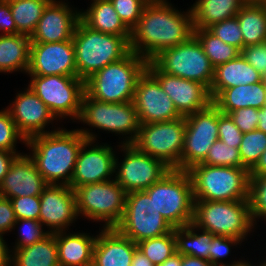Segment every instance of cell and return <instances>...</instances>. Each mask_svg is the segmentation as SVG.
<instances>
[{
  "label": "cell",
  "mask_w": 266,
  "mask_h": 266,
  "mask_svg": "<svg viewBox=\"0 0 266 266\" xmlns=\"http://www.w3.org/2000/svg\"><path fill=\"white\" fill-rule=\"evenodd\" d=\"M212 103L225 114L240 108L261 109L266 103V79L255 84L226 88L212 100Z\"/></svg>",
  "instance_id": "29"
},
{
  "label": "cell",
  "mask_w": 266,
  "mask_h": 266,
  "mask_svg": "<svg viewBox=\"0 0 266 266\" xmlns=\"http://www.w3.org/2000/svg\"><path fill=\"white\" fill-rule=\"evenodd\" d=\"M51 0L8 1L18 34L31 36L35 31L44 8Z\"/></svg>",
  "instance_id": "35"
},
{
  "label": "cell",
  "mask_w": 266,
  "mask_h": 266,
  "mask_svg": "<svg viewBox=\"0 0 266 266\" xmlns=\"http://www.w3.org/2000/svg\"><path fill=\"white\" fill-rule=\"evenodd\" d=\"M248 200L254 227L266 233V175L250 176Z\"/></svg>",
  "instance_id": "37"
},
{
  "label": "cell",
  "mask_w": 266,
  "mask_h": 266,
  "mask_svg": "<svg viewBox=\"0 0 266 266\" xmlns=\"http://www.w3.org/2000/svg\"><path fill=\"white\" fill-rule=\"evenodd\" d=\"M72 0H51L44 8L31 42L52 43L69 41L80 20V6Z\"/></svg>",
  "instance_id": "21"
},
{
  "label": "cell",
  "mask_w": 266,
  "mask_h": 266,
  "mask_svg": "<svg viewBox=\"0 0 266 266\" xmlns=\"http://www.w3.org/2000/svg\"><path fill=\"white\" fill-rule=\"evenodd\" d=\"M40 203L39 222L49 233L80 228L76 194L71 186L49 184L40 195Z\"/></svg>",
  "instance_id": "18"
},
{
  "label": "cell",
  "mask_w": 266,
  "mask_h": 266,
  "mask_svg": "<svg viewBox=\"0 0 266 266\" xmlns=\"http://www.w3.org/2000/svg\"><path fill=\"white\" fill-rule=\"evenodd\" d=\"M30 48L31 38L27 35H0V75L16 76L19 73L26 77Z\"/></svg>",
  "instance_id": "28"
},
{
  "label": "cell",
  "mask_w": 266,
  "mask_h": 266,
  "mask_svg": "<svg viewBox=\"0 0 266 266\" xmlns=\"http://www.w3.org/2000/svg\"><path fill=\"white\" fill-rule=\"evenodd\" d=\"M75 124H78L75 128L88 140L106 141V136H116L119 145L133 144L140 127L133 101L107 103L91 98L86 92ZM102 133L106 134L105 137Z\"/></svg>",
  "instance_id": "3"
},
{
  "label": "cell",
  "mask_w": 266,
  "mask_h": 266,
  "mask_svg": "<svg viewBox=\"0 0 266 266\" xmlns=\"http://www.w3.org/2000/svg\"><path fill=\"white\" fill-rule=\"evenodd\" d=\"M185 130V116L170 121L140 124L133 145L139 151L162 160L171 169L181 170Z\"/></svg>",
  "instance_id": "11"
},
{
  "label": "cell",
  "mask_w": 266,
  "mask_h": 266,
  "mask_svg": "<svg viewBox=\"0 0 266 266\" xmlns=\"http://www.w3.org/2000/svg\"><path fill=\"white\" fill-rule=\"evenodd\" d=\"M133 104L140 124L164 122L182 117L159 82L147 71L138 78Z\"/></svg>",
  "instance_id": "19"
},
{
  "label": "cell",
  "mask_w": 266,
  "mask_h": 266,
  "mask_svg": "<svg viewBox=\"0 0 266 266\" xmlns=\"http://www.w3.org/2000/svg\"><path fill=\"white\" fill-rule=\"evenodd\" d=\"M147 63L146 59L130 51L121 60L106 65L85 80V92L102 102H131Z\"/></svg>",
  "instance_id": "5"
},
{
  "label": "cell",
  "mask_w": 266,
  "mask_h": 266,
  "mask_svg": "<svg viewBox=\"0 0 266 266\" xmlns=\"http://www.w3.org/2000/svg\"><path fill=\"white\" fill-rule=\"evenodd\" d=\"M87 226V229L83 227L86 231L80 227L75 231L54 233L58 247L59 266H92L93 250L99 227L96 226L95 231L93 227L92 233V229H89V225Z\"/></svg>",
  "instance_id": "24"
},
{
  "label": "cell",
  "mask_w": 266,
  "mask_h": 266,
  "mask_svg": "<svg viewBox=\"0 0 266 266\" xmlns=\"http://www.w3.org/2000/svg\"><path fill=\"white\" fill-rule=\"evenodd\" d=\"M48 234L49 232L38 220H17L10 233L11 236H8L12 237V239L15 238L13 241L9 238V242H11L9 243L11 252H13L15 249H20L22 247L32 245L35 242L41 241Z\"/></svg>",
  "instance_id": "38"
},
{
  "label": "cell",
  "mask_w": 266,
  "mask_h": 266,
  "mask_svg": "<svg viewBox=\"0 0 266 266\" xmlns=\"http://www.w3.org/2000/svg\"><path fill=\"white\" fill-rule=\"evenodd\" d=\"M249 256L252 259L254 266H266V248L264 247V245L261 244L260 247L258 246L256 247V249L254 248L253 250H251Z\"/></svg>",
  "instance_id": "53"
},
{
  "label": "cell",
  "mask_w": 266,
  "mask_h": 266,
  "mask_svg": "<svg viewBox=\"0 0 266 266\" xmlns=\"http://www.w3.org/2000/svg\"><path fill=\"white\" fill-rule=\"evenodd\" d=\"M26 138L18 131L9 111L3 106L0 109V149L14 153H25ZM21 144L22 149L18 146Z\"/></svg>",
  "instance_id": "41"
},
{
  "label": "cell",
  "mask_w": 266,
  "mask_h": 266,
  "mask_svg": "<svg viewBox=\"0 0 266 266\" xmlns=\"http://www.w3.org/2000/svg\"><path fill=\"white\" fill-rule=\"evenodd\" d=\"M18 30L9 3L0 0V35H16Z\"/></svg>",
  "instance_id": "50"
},
{
  "label": "cell",
  "mask_w": 266,
  "mask_h": 266,
  "mask_svg": "<svg viewBox=\"0 0 266 266\" xmlns=\"http://www.w3.org/2000/svg\"><path fill=\"white\" fill-rule=\"evenodd\" d=\"M49 184L38 171L27 152L20 154L11 165L0 185L4 198L40 196Z\"/></svg>",
  "instance_id": "23"
},
{
  "label": "cell",
  "mask_w": 266,
  "mask_h": 266,
  "mask_svg": "<svg viewBox=\"0 0 266 266\" xmlns=\"http://www.w3.org/2000/svg\"><path fill=\"white\" fill-rule=\"evenodd\" d=\"M238 149L240 151L242 166L250 171L266 150V133L257 129L243 133L242 141Z\"/></svg>",
  "instance_id": "40"
},
{
  "label": "cell",
  "mask_w": 266,
  "mask_h": 266,
  "mask_svg": "<svg viewBox=\"0 0 266 266\" xmlns=\"http://www.w3.org/2000/svg\"><path fill=\"white\" fill-rule=\"evenodd\" d=\"M30 137L26 150L48 184L68 185L82 144L87 140L74 125Z\"/></svg>",
  "instance_id": "2"
},
{
  "label": "cell",
  "mask_w": 266,
  "mask_h": 266,
  "mask_svg": "<svg viewBox=\"0 0 266 266\" xmlns=\"http://www.w3.org/2000/svg\"><path fill=\"white\" fill-rule=\"evenodd\" d=\"M8 236L0 233V265L11 260Z\"/></svg>",
  "instance_id": "52"
},
{
  "label": "cell",
  "mask_w": 266,
  "mask_h": 266,
  "mask_svg": "<svg viewBox=\"0 0 266 266\" xmlns=\"http://www.w3.org/2000/svg\"><path fill=\"white\" fill-rule=\"evenodd\" d=\"M120 19L131 30L143 14L150 0H110Z\"/></svg>",
  "instance_id": "44"
},
{
  "label": "cell",
  "mask_w": 266,
  "mask_h": 266,
  "mask_svg": "<svg viewBox=\"0 0 266 266\" xmlns=\"http://www.w3.org/2000/svg\"><path fill=\"white\" fill-rule=\"evenodd\" d=\"M152 62L164 73L203 84L208 90L214 67L193 35L189 40L159 53Z\"/></svg>",
  "instance_id": "12"
},
{
  "label": "cell",
  "mask_w": 266,
  "mask_h": 266,
  "mask_svg": "<svg viewBox=\"0 0 266 266\" xmlns=\"http://www.w3.org/2000/svg\"><path fill=\"white\" fill-rule=\"evenodd\" d=\"M14 266H59L58 247L54 233L41 241L11 252Z\"/></svg>",
  "instance_id": "31"
},
{
  "label": "cell",
  "mask_w": 266,
  "mask_h": 266,
  "mask_svg": "<svg viewBox=\"0 0 266 266\" xmlns=\"http://www.w3.org/2000/svg\"><path fill=\"white\" fill-rule=\"evenodd\" d=\"M181 266H213L209 261L188 255H182Z\"/></svg>",
  "instance_id": "55"
},
{
  "label": "cell",
  "mask_w": 266,
  "mask_h": 266,
  "mask_svg": "<svg viewBox=\"0 0 266 266\" xmlns=\"http://www.w3.org/2000/svg\"><path fill=\"white\" fill-rule=\"evenodd\" d=\"M192 223L214 235L240 239L251 250L263 243L260 242L262 234L254 227L251 218L249 200L195 201ZM254 237L257 241H254ZM252 240L255 245L251 243Z\"/></svg>",
  "instance_id": "4"
},
{
  "label": "cell",
  "mask_w": 266,
  "mask_h": 266,
  "mask_svg": "<svg viewBox=\"0 0 266 266\" xmlns=\"http://www.w3.org/2000/svg\"><path fill=\"white\" fill-rule=\"evenodd\" d=\"M237 266H254V265H253L252 259L248 258L244 263H242L241 265H237Z\"/></svg>",
  "instance_id": "60"
},
{
  "label": "cell",
  "mask_w": 266,
  "mask_h": 266,
  "mask_svg": "<svg viewBox=\"0 0 266 266\" xmlns=\"http://www.w3.org/2000/svg\"><path fill=\"white\" fill-rule=\"evenodd\" d=\"M208 30L224 43L233 45L240 51L244 48L242 31L236 16L213 24Z\"/></svg>",
  "instance_id": "43"
},
{
  "label": "cell",
  "mask_w": 266,
  "mask_h": 266,
  "mask_svg": "<svg viewBox=\"0 0 266 266\" xmlns=\"http://www.w3.org/2000/svg\"><path fill=\"white\" fill-rule=\"evenodd\" d=\"M250 252L251 249L240 239L215 235L211 242L210 263L213 266L241 265L250 258Z\"/></svg>",
  "instance_id": "34"
},
{
  "label": "cell",
  "mask_w": 266,
  "mask_h": 266,
  "mask_svg": "<svg viewBox=\"0 0 266 266\" xmlns=\"http://www.w3.org/2000/svg\"><path fill=\"white\" fill-rule=\"evenodd\" d=\"M26 77L28 78L24 79V82L27 81L26 85L44 102L55 118L62 125L70 123L75 126L81 113L85 81L77 76L26 75Z\"/></svg>",
  "instance_id": "8"
},
{
  "label": "cell",
  "mask_w": 266,
  "mask_h": 266,
  "mask_svg": "<svg viewBox=\"0 0 266 266\" xmlns=\"http://www.w3.org/2000/svg\"><path fill=\"white\" fill-rule=\"evenodd\" d=\"M260 233H262L263 235H262V242H264L265 241V243H263L262 245H265L264 247L266 248V240H265V238H266V233H264V231H259ZM265 234V235H264ZM264 239V240H263Z\"/></svg>",
  "instance_id": "61"
},
{
  "label": "cell",
  "mask_w": 266,
  "mask_h": 266,
  "mask_svg": "<svg viewBox=\"0 0 266 266\" xmlns=\"http://www.w3.org/2000/svg\"><path fill=\"white\" fill-rule=\"evenodd\" d=\"M145 191L153 198L158 212L173 228L186 226L193 221L195 200L187 171L171 169Z\"/></svg>",
  "instance_id": "10"
},
{
  "label": "cell",
  "mask_w": 266,
  "mask_h": 266,
  "mask_svg": "<svg viewBox=\"0 0 266 266\" xmlns=\"http://www.w3.org/2000/svg\"><path fill=\"white\" fill-rule=\"evenodd\" d=\"M228 114L242 133L254 131L257 129L259 123L258 109L253 107L240 108Z\"/></svg>",
  "instance_id": "48"
},
{
  "label": "cell",
  "mask_w": 266,
  "mask_h": 266,
  "mask_svg": "<svg viewBox=\"0 0 266 266\" xmlns=\"http://www.w3.org/2000/svg\"><path fill=\"white\" fill-rule=\"evenodd\" d=\"M4 107L9 111L18 131L27 139L59 130L63 125L44 102L24 83Z\"/></svg>",
  "instance_id": "15"
},
{
  "label": "cell",
  "mask_w": 266,
  "mask_h": 266,
  "mask_svg": "<svg viewBox=\"0 0 266 266\" xmlns=\"http://www.w3.org/2000/svg\"><path fill=\"white\" fill-rule=\"evenodd\" d=\"M137 244L116 228H99L92 266H131Z\"/></svg>",
  "instance_id": "25"
},
{
  "label": "cell",
  "mask_w": 266,
  "mask_h": 266,
  "mask_svg": "<svg viewBox=\"0 0 266 266\" xmlns=\"http://www.w3.org/2000/svg\"><path fill=\"white\" fill-rule=\"evenodd\" d=\"M248 4L266 5V0H244Z\"/></svg>",
  "instance_id": "59"
},
{
  "label": "cell",
  "mask_w": 266,
  "mask_h": 266,
  "mask_svg": "<svg viewBox=\"0 0 266 266\" xmlns=\"http://www.w3.org/2000/svg\"><path fill=\"white\" fill-rule=\"evenodd\" d=\"M131 266H156L138 248L135 250Z\"/></svg>",
  "instance_id": "56"
},
{
  "label": "cell",
  "mask_w": 266,
  "mask_h": 266,
  "mask_svg": "<svg viewBox=\"0 0 266 266\" xmlns=\"http://www.w3.org/2000/svg\"><path fill=\"white\" fill-rule=\"evenodd\" d=\"M146 70L159 82L181 116L204 110L212 103L209 90L203 84L168 75L152 61L147 63Z\"/></svg>",
  "instance_id": "20"
},
{
  "label": "cell",
  "mask_w": 266,
  "mask_h": 266,
  "mask_svg": "<svg viewBox=\"0 0 266 266\" xmlns=\"http://www.w3.org/2000/svg\"><path fill=\"white\" fill-rule=\"evenodd\" d=\"M23 153H14L11 151L1 150L0 149V185L3 182L5 175L8 173L11 165L15 159Z\"/></svg>",
  "instance_id": "51"
},
{
  "label": "cell",
  "mask_w": 266,
  "mask_h": 266,
  "mask_svg": "<svg viewBox=\"0 0 266 266\" xmlns=\"http://www.w3.org/2000/svg\"><path fill=\"white\" fill-rule=\"evenodd\" d=\"M194 36L198 39L204 53L214 68L230 60L236 59L241 51L233 45L224 43L208 29L194 28Z\"/></svg>",
  "instance_id": "36"
},
{
  "label": "cell",
  "mask_w": 266,
  "mask_h": 266,
  "mask_svg": "<svg viewBox=\"0 0 266 266\" xmlns=\"http://www.w3.org/2000/svg\"><path fill=\"white\" fill-rule=\"evenodd\" d=\"M181 265H182V255L176 252L171 257L167 258L162 264L157 266H181Z\"/></svg>",
  "instance_id": "57"
},
{
  "label": "cell",
  "mask_w": 266,
  "mask_h": 266,
  "mask_svg": "<svg viewBox=\"0 0 266 266\" xmlns=\"http://www.w3.org/2000/svg\"><path fill=\"white\" fill-rule=\"evenodd\" d=\"M74 191L80 221L99 228H115L120 223L127 193L115 179L79 186Z\"/></svg>",
  "instance_id": "9"
},
{
  "label": "cell",
  "mask_w": 266,
  "mask_h": 266,
  "mask_svg": "<svg viewBox=\"0 0 266 266\" xmlns=\"http://www.w3.org/2000/svg\"><path fill=\"white\" fill-rule=\"evenodd\" d=\"M174 235L177 253L210 262V249L214 234L198 228L191 222L186 226L174 228Z\"/></svg>",
  "instance_id": "32"
},
{
  "label": "cell",
  "mask_w": 266,
  "mask_h": 266,
  "mask_svg": "<svg viewBox=\"0 0 266 266\" xmlns=\"http://www.w3.org/2000/svg\"><path fill=\"white\" fill-rule=\"evenodd\" d=\"M201 164L227 167H243L238 148L228 146L217 139L209 149L208 155Z\"/></svg>",
  "instance_id": "42"
},
{
  "label": "cell",
  "mask_w": 266,
  "mask_h": 266,
  "mask_svg": "<svg viewBox=\"0 0 266 266\" xmlns=\"http://www.w3.org/2000/svg\"><path fill=\"white\" fill-rule=\"evenodd\" d=\"M16 221L10 199L0 195V233L9 236Z\"/></svg>",
  "instance_id": "49"
},
{
  "label": "cell",
  "mask_w": 266,
  "mask_h": 266,
  "mask_svg": "<svg viewBox=\"0 0 266 266\" xmlns=\"http://www.w3.org/2000/svg\"><path fill=\"white\" fill-rule=\"evenodd\" d=\"M170 170L162 160L139 151L133 144L118 146L114 179L126 193L146 190Z\"/></svg>",
  "instance_id": "14"
},
{
  "label": "cell",
  "mask_w": 266,
  "mask_h": 266,
  "mask_svg": "<svg viewBox=\"0 0 266 266\" xmlns=\"http://www.w3.org/2000/svg\"><path fill=\"white\" fill-rule=\"evenodd\" d=\"M172 0H150L131 29L130 51L152 61L163 50L186 42L194 35L192 13Z\"/></svg>",
  "instance_id": "1"
},
{
  "label": "cell",
  "mask_w": 266,
  "mask_h": 266,
  "mask_svg": "<svg viewBox=\"0 0 266 266\" xmlns=\"http://www.w3.org/2000/svg\"><path fill=\"white\" fill-rule=\"evenodd\" d=\"M266 175V150L262 153L256 165L249 171V176Z\"/></svg>",
  "instance_id": "54"
},
{
  "label": "cell",
  "mask_w": 266,
  "mask_h": 266,
  "mask_svg": "<svg viewBox=\"0 0 266 266\" xmlns=\"http://www.w3.org/2000/svg\"><path fill=\"white\" fill-rule=\"evenodd\" d=\"M10 201L17 220L32 219L39 221L40 196L14 197Z\"/></svg>",
  "instance_id": "46"
},
{
  "label": "cell",
  "mask_w": 266,
  "mask_h": 266,
  "mask_svg": "<svg viewBox=\"0 0 266 266\" xmlns=\"http://www.w3.org/2000/svg\"><path fill=\"white\" fill-rule=\"evenodd\" d=\"M258 118L259 123L257 126V130L263 131L266 133V106L264 105L261 109H258Z\"/></svg>",
  "instance_id": "58"
},
{
  "label": "cell",
  "mask_w": 266,
  "mask_h": 266,
  "mask_svg": "<svg viewBox=\"0 0 266 266\" xmlns=\"http://www.w3.org/2000/svg\"><path fill=\"white\" fill-rule=\"evenodd\" d=\"M137 247L154 265H160L176 253L174 229L165 235L140 241Z\"/></svg>",
  "instance_id": "39"
},
{
  "label": "cell",
  "mask_w": 266,
  "mask_h": 266,
  "mask_svg": "<svg viewBox=\"0 0 266 266\" xmlns=\"http://www.w3.org/2000/svg\"><path fill=\"white\" fill-rule=\"evenodd\" d=\"M241 55L266 79V41L244 47Z\"/></svg>",
  "instance_id": "47"
},
{
  "label": "cell",
  "mask_w": 266,
  "mask_h": 266,
  "mask_svg": "<svg viewBox=\"0 0 266 266\" xmlns=\"http://www.w3.org/2000/svg\"><path fill=\"white\" fill-rule=\"evenodd\" d=\"M243 133L234 124L229 114L222 113L218 109V139L228 146L239 148Z\"/></svg>",
  "instance_id": "45"
},
{
  "label": "cell",
  "mask_w": 266,
  "mask_h": 266,
  "mask_svg": "<svg viewBox=\"0 0 266 266\" xmlns=\"http://www.w3.org/2000/svg\"><path fill=\"white\" fill-rule=\"evenodd\" d=\"M194 28L208 29L215 23L234 17L245 4L244 0H191Z\"/></svg>",
  "instance_id": "30"
},
{
  "label": "cell",
  "mask_w": 266,
  "mask_h": 266,
  "mask_svg": "<svg viewBox=\"0 0 266 266\" xmlns=\"http://www.w3.org/2000/svg\"><path fill=\"white\" fill-rule=\"evenodd\" d=\"M72 40L77 77L84 81L130 52L129 42L123 36L93 30L81 19L77 23Z\"/></svg>",
  "instance_id": "6"
},
{
  "label": "cell",
  "mask_w": 266,
  "mask_h": 266,
  "mask_svg": "<svg viewBox=\"0 0 266 266\" xmlns=\"http://www.w3.org/2000/svg\"><path fill=\"white\" fill-rule=\"evenodd\" d=\"M0 266H14V264H13L12 260H10L6 263L1 264Z\"/></svg>",
  "instance_id": "62"
},
{
  "label": "cell",
  "mask_w": 266,
  "mask_h": 266,
  "mask_svg": "<svg viewBox=\"0 0 266 266\" xmlns=\"http://www.w3.org/2000/svg\"><path fill=\"white\" fill-rule=\"evenodd\" d=\"M84 2L87 6H81L80 19L87 26L102 33L123 36L128 42L130 41L131 30L120 19L110 0H84Z\"/></svg>",
  "instance_id": "26"
},
{
  "label": "cell",
  "mask_w": 266,
  "mask_h": 266,
  "mask_svg": "<svg viewBox=\"0 0 266 266\" xmlns=\"http://www.w3.org/2000/svg\"><path fill=\"white\" fill-rule=\"evenodd\" d=\"M115 228L136 244L174 229L158 212L153 198L145 190L126 194L123 218Z\"/></svg>",
  "instance_id": "13"
},
{
  "label": "cell",
  "mask_w": 266,
  "mask_h": 266,
  "mask_svg": "<svg viewBox=\"0 0 266 266\" xmlns=\"http://www.w3.org/2000/svg\"><path fill=\"white\" fill-rule=\"evenodd\" d=\"M26 75L77 76L73 40L52 43L31 42L30 62Z\"/></svg>",
  "instance_id": "22"
},
{
  "label": "cell",
  "mask_w": 266,
  "mask_h": 266,
  "mask_svg": "<svg viewBox=\"0 0 266 266\" xmlns=\"http://www.w3.org/2000/svg\"><path fill=\"white\" fill-rule=\"evenodd\" d=\"M111 142V143H110ZM113 141L86 140L78 153L70 186L105 182L115 178V158L118 146ZM114 144V145H113Z\"/></svg>",
  "instance_id": "16"
},
{
  "label": "cell",
  "mask_w": 266,
  "mask_h": 266,
  "mask_svg": "<svg viewBox=\"0 0 266 266\" xmlns=\"http://www.w3.org/2000/svg\"><path fill=\"white\" fill-rule=\"evenodd\" d=\"M195 201H238L249 198V171L244 167L196 164L187 170Z\"/></svg>",
  "instance_id": "7"
},
{
  "label": "cell",
  "mask_w": 266,
  "mask_h": 266,
  "mask_svg": "<svg viewBox=\"0 0 266 266\" xmlns=\"http://www.w3.org/2000/svg\"><path fill=\"white\" fill-rule=\"evenodd\" d=\"M244 47L266 41V6L245 3L236 15Z\"/></svg>",
  "instance_id": "33"
},
{
  "label": "cell",
  "mask_w": 266,
  "mask_h": 266,
  "mask_svg": "<svg viewBox=\"0 0 266 266\" xmlns=\"http://www.w3.org/2000/svg\"><path fill=\"white\" fill-rule=\"evenodd\" d=\"M264 79L240 54L236 59L221 64L214 69V78L209 89V94L213 100L226 88L255 84Z\"/></svg>",
  "instance_id": "27"
},
{
  "label": "cell",
  "mask_w": 266,
  "mask_h": 266,
  "mask_svg": "<svg viewBox=\"0 0 266 266\" xmlns=\"http://www.w3.org/2000/svg\"><path fill=\"white\" fill-rule=\"evenodd\" d=\"M186 130L181 153V170L202 163L218 139V108L211 103L206 109L185 116Z\"/></svg>",
  "instance_id": "17"
}]
</instances>
